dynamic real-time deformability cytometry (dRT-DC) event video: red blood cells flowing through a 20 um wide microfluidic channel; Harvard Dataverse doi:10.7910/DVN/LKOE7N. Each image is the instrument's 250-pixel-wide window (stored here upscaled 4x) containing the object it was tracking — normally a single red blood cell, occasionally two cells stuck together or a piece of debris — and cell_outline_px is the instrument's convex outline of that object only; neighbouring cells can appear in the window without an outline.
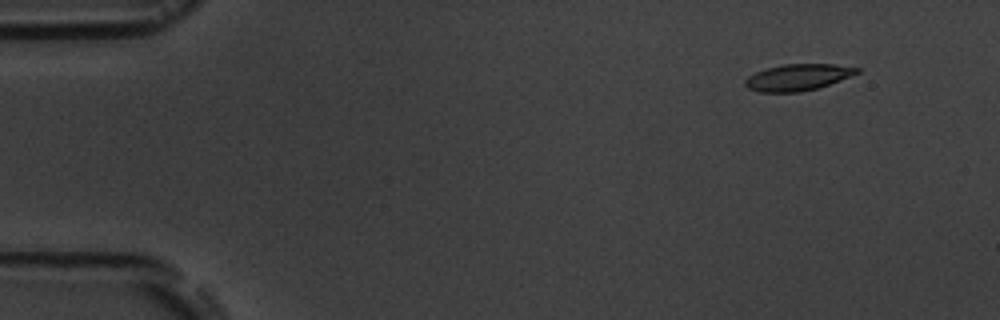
{"species": "common noctule bat (a hibernating species)", "species_latin": "Nyctalus noctula", "temperature_condition": "room temperature", "stored_images_in_passage": 4, "camera_frame_rate_fps": 3000, "um_per_image_px": 0.085, "animal": {"sex": "male", "body_mass_g": 19.5, "forearm_length_mm": 54.6}, "frame": {"image": 1, "passage_image": 1, "time_ms": 0.0, "image_size_px": [1000, 320], "cell_outline_px": [[860, 72], [828, 84], [816, 88], [800, 92], [760, 92], [748, 88], [744, 84], [744, 80], [748, 76], [764, 68], [784, 64], [836, 64], [860, 68]], "centroid_in_image_um": [67.78, 6.56], "position_along_channel_um": 17.2, "area_um2": 17.17}}
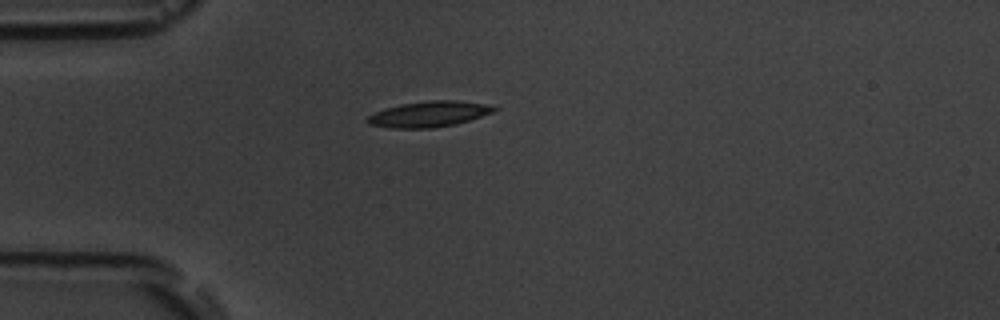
{"frame": {"image": 2, "passage_image": 4, "time_ms": 3.333, "image_size_px": [1000, 320], "cell_outline_px": [[500, 108], [492, 112], [468, 120], [452, 124], [432, 128], [392, 128], [368, 124], [364, 120], [368, 116], [384, 108], [400, 104], [432, 100], [456, 100], [484, 104]], "centroid_in_image_um": [36.4, 9.69], "position_along_channel_um": 48.6, "area_um2": 18.73}}